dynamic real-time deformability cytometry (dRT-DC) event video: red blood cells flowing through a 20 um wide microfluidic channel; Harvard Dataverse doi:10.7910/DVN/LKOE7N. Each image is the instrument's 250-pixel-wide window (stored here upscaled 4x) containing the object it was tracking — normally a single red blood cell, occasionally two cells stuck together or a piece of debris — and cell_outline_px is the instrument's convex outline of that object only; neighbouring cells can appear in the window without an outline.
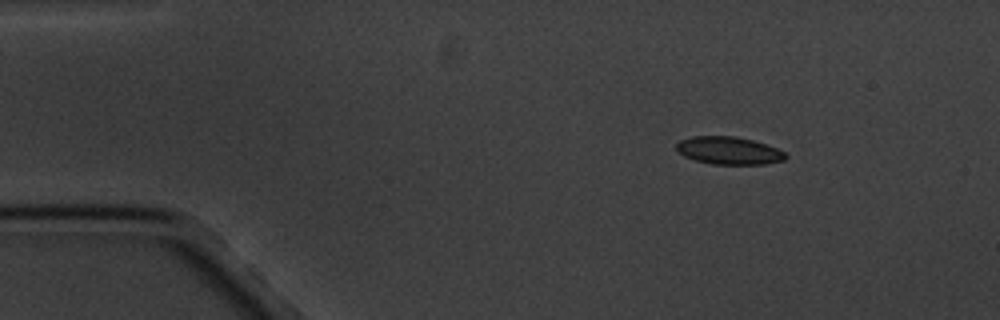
{"species": "common noctule bat (a hibernating species)", "species_latin": "Nyctalus noctula", "temperature_condition": "cold", "stored_images_in_passage": 4, "camera_frame_rate_fps": 3000, "um_per_image_px": 0.085, "animal": {"sex": "male", "body_mass_g": 20.1, "forearm_length_mm": 53.5}, "frame": {"image": 1, "passage_image": 1, "time_ms": 0.0, "image_size_px": [1000, 320], "cell_outline_px": [[788, 156], [784, 160], [764, 164], [712, 164], [696, 160], [684, 156], [676, 148], [676, 144], [680, 140], [692, 136], [736, 136], [752, 140], [776, 148], [784, 152]], "centroid_in_image_um": [61.94, 12.79], "position_along_channel_um": 23.1, "area_um2": 17.46}}
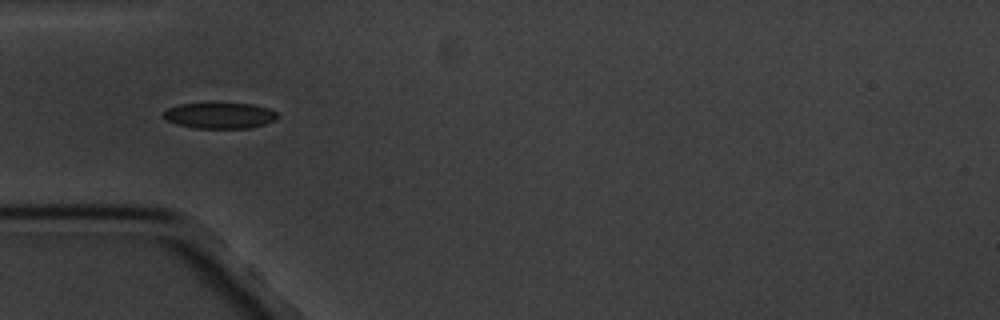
{"frame": {"image": 2, "passage_image": 3, "time_ms": 3.333, "image_size_px": [1000, 320], "cell_outline_px": [[276, 120], [264, 124], [248, 128], [192, 128], [176, 124], [168, 120], [164, 116], [164, 112], [168, 108], [180, 104], [252, 104], [268, 108], [276, 112]], "centroid_in_image_um": [18.68, 9.83], "position_along_channel_um": 66.3, "area_um2": 16.88}}
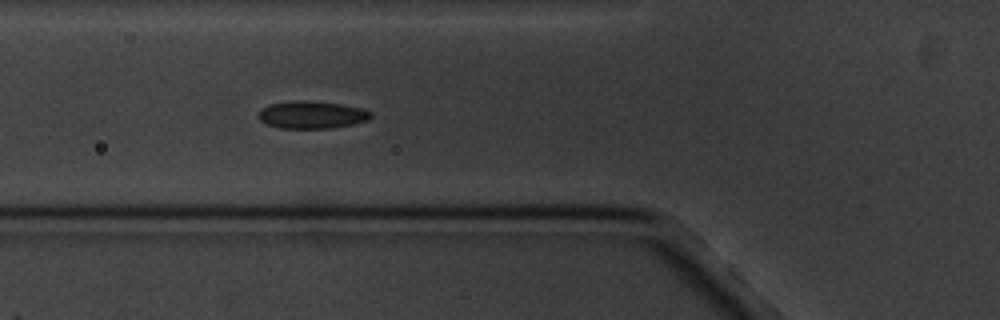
{"frame": {"image": 3, "passage_image": 4, "time_ms": 4.333, "image_size_px": [1000, 320], "cell_outline_px": [[372, 116], [368, 120], [352, 124], [332, 128], [280, 128], [268, 124], [260, 120], [260, 108], [268, 104], [288, 100], [308, 100], [340, 104], [364, 108], [372, 112]], "centroid_in_image_um": [26.51, 9.74], "position_along_channel_um": 99.3, "area_um2": 18.15}}